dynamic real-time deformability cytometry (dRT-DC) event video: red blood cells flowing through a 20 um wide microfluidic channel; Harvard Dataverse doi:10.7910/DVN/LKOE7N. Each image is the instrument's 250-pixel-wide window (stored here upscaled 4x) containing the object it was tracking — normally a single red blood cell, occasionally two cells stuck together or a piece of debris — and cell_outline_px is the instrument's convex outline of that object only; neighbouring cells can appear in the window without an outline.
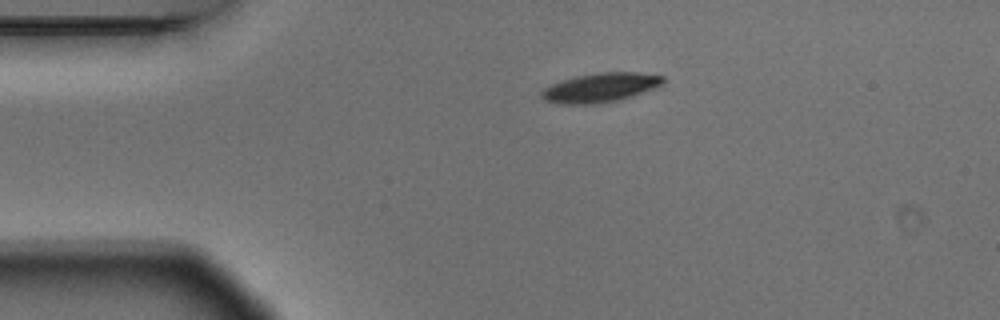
{"species": "Egyptian fruit bat (a non-hibernating species)", "species_latin": "Rousettus aegyptiacus", "temperature_condition": "warm", "stored_images_in_passage": 2, "camera_frame_rate_fps": 3000, "um_per_image_px": 0.085, "animal": {"sex": "male"}, "frame": {"image": 1, "passage_image": 1, "time_ms": 0.0, "image_size_px": [1000, 320], "cell_outline_px": [[664, 84], [632, 96], [620, 100], [596, 104], [560, 104], [544, 100], [540, 96], [540, 92], [544, 88], [552, 84], [576, 76], [600, 72], [636, 72], [664, 76]], "centroid_in_image_um": [51.03, 7.45], "position_along_channel_um": 34.0, "area_um2": 20.69}}